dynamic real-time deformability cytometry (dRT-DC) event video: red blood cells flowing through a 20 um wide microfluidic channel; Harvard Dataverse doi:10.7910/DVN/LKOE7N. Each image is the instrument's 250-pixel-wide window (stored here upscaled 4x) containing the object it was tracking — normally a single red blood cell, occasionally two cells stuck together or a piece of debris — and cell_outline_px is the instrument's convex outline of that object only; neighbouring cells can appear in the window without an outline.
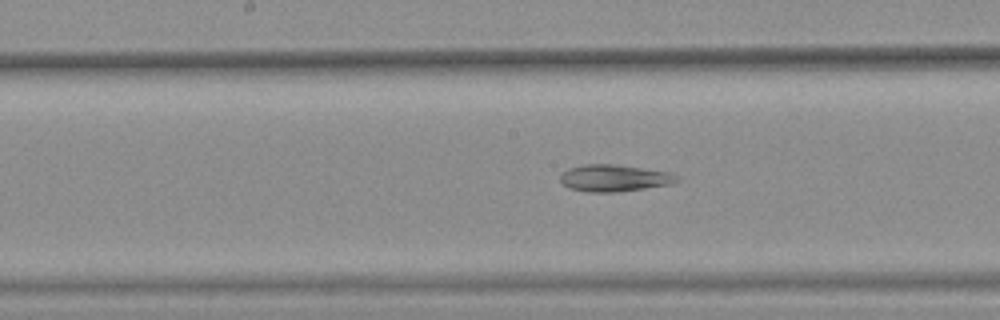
{"species": "common noctule bat (a hibernating species)", "species_latin": "Nyctalus noctula", "temperature_condition": "warm", "stored_images_in_passage": 46, "segment_of_instrument_passage": [2, 2], "camera_frame_rate_fps": 3000, "um_per_image_px": 0.085, "animal": {"sex": "female", "body_mass_g": 25.1}, "frame": {"image": 1, "passage_image": 27, "time_ms": 8.667, "image_size_px": [1000, 320], "cell_outline_px": [[680, 180], [668, 184], [644, 188], [616, 192], [588, 192], [568, 188], [560, 180], [560, 176], [568, 168], [584, 164], [616, 164], [672, 172]], "centroid_in_image_um": [52.19, 15.12], "position_along_channel_um": 196.0, "area_um2": 18.21}}
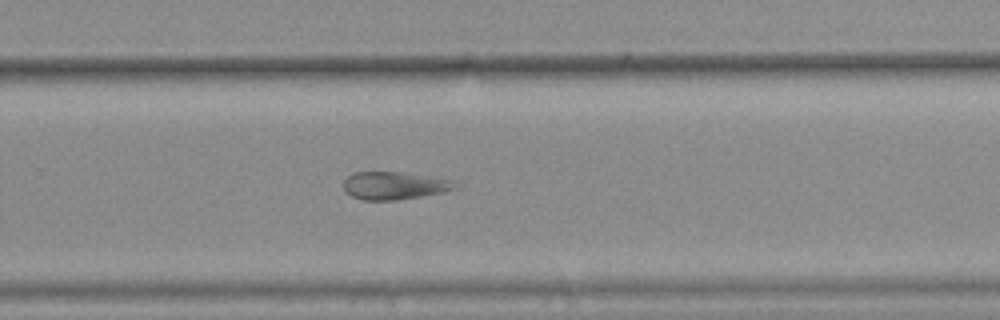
{"frame": {"image": 2, "passage_image": 35, "time_ms": 11.333, "image_size_px": [1000, 320], "cell_outline_px": [[456, 188], [444, 192], [396, 200], [364, 200], [352, 196], [344, 192], [344, 180], [348, 176], [356, 172], [404, 172], [452, 180]], "centroid_in_image_um": [33.47, 15.77], "position_along_channel_um": 296.3, "area_um2": 17.86}}
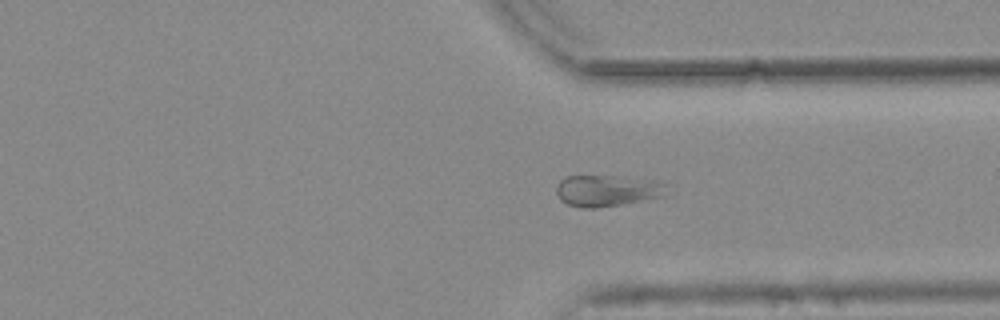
{"frame": {"image": 3, "passage_image": 40, "time_ms": 13.0, "image_size_px": [1000, 320], "cell_outline_px": [[664, 196], [620, 204], [596, 208], [580, 208], [568, 204], [560, 200], [556, 192], [556, 184], [560, 180], [568, 176], [616, 176], [648, 180], [664, 184]], "centroid_in_image_um": [51.5, 16.21], "position_along_channel_um": 359.9, "area_um2": 19.77}}